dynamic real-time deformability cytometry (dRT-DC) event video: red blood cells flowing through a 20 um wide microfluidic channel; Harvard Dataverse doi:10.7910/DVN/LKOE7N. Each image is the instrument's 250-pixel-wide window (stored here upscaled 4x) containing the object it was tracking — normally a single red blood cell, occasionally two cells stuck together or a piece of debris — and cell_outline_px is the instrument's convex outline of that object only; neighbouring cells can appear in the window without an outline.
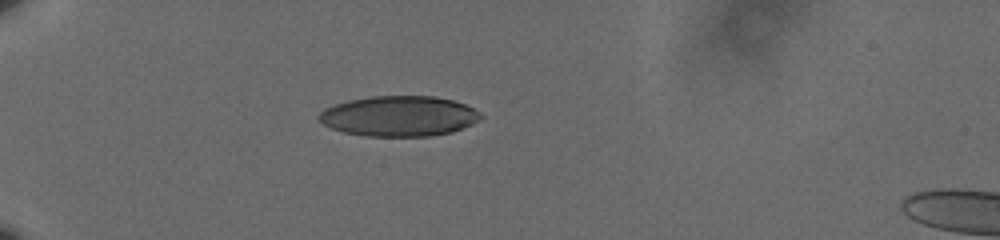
{"species": "human", "species_latin": "Homo sapiens", "temperature_condition": "cold", "stored_images_in_passage": 41, "camera_frame_rate_fps": 3000, "um_per_image_px": 0.085, "donor": {"sex": "male"}, "frame": {"image": 1, "passage_image": 1, "time_ms": 0.0, "image_size_px": [1000, 240], "cell_outline_px": [[484, 116], [480, 120], [472, 124], [452, 132], [428, 136], [364, 136], [344, 132], [332, 128], [324, 124], [316, 116], [324, 108], [348, 100], [372, 96], [436, 96], [452, 100], [464, 104], [480, 112]], "centroid_in_image_um": [33.92, 9.87], "position_along_channel_um": 51.1, "area_um2": 38.09}}
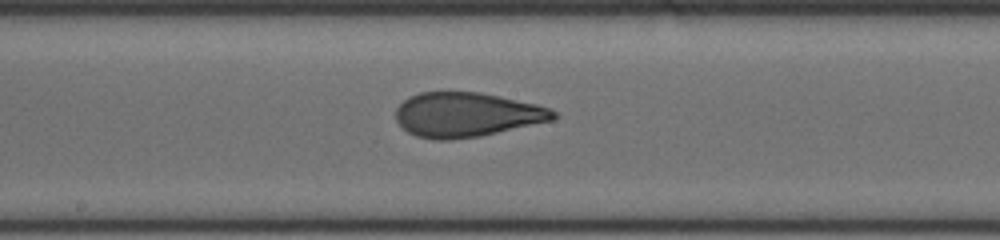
{"frame": {"image": 2, "passage_image": 17, "time_ms": 5.333, "image_size_px": [1000, 240], "cell_outline_px": [[556, 116], [552, 120], [480, 136], [448, 140], [432, 140], [416, 136], [408, 132], [396, 120], [396, 108], [408, 96], [420, 92], [480, 92], [500, 96], [536, 104], [552, 108], [556, 112]], "centroid_in_image_um": [39.64, 9.74], "position_along_channel_um": 208.6, "area_um2": 40.81}}
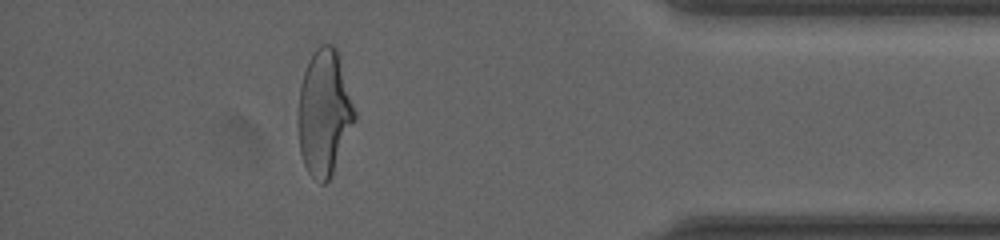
{"frame": {"image": 3, "passage_image": 36, "time_ms": 11.667, "image_size_px": [1000, 240], "cell_outline_px": [[356, 120], [332, 172], [328, 180], [324, 184], [320, 184], [308, 172], [304, 164], [300, 152], [300, 84], [308, 60], [312, 52], [320, 44], [332, 44], [336, 48], [356, 112]], "centroid_in_image_um": [27.57, 9.55], "position_along_channel_um": 407.6, "area_um2": 40.58}, "authors_computed_cell_mechanics": {"area_um2": 41.0958, "velocity_mm_per_s": 3.6005, "shape_relaxation_time_tau1_ms": 7.3154, "shape_relaxation_time_tau2_ms": 0.9728, "deformation_change_tau1": 0.2107, "deformation_change_tau2": 0.0857}}